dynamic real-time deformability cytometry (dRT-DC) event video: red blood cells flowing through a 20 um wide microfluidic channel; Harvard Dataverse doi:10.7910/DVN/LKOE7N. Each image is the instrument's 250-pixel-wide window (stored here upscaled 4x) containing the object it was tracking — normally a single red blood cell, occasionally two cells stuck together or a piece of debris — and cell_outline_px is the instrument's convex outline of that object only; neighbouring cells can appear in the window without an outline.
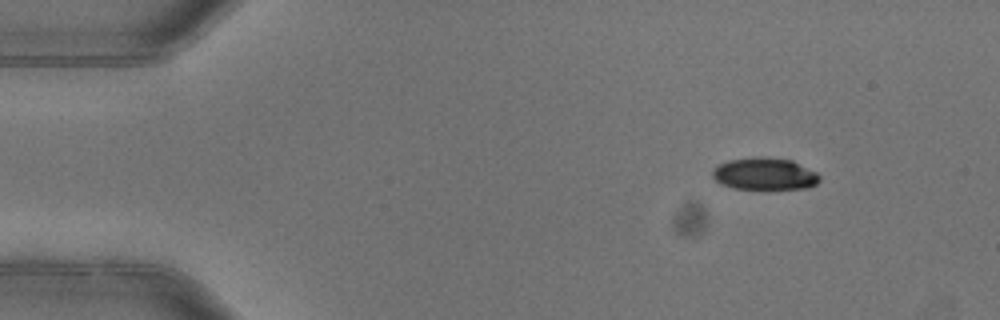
{"species": "common noctule bat (a hibernating species)", "species_latin": "Nyctalus noctula", "temperature_condition": "warm", "stored_images_in_passage": 5, "camera_frame_rate_fps": 3000, "um_per_image_px": 0.085, "animal": {"sex": "female"}, "frame": {"image": 1, "passage_image": 1, "time_ms": 0.0, "image_size_px": [1000, 320], "cell_outline_px": [[820, 180], [816, 184], [808, 188], [768, 192], [760, 192], [732, 188], [720, 184], [712, 176], [712, 172], [720, 164], [728, 160], [756, 156], [764, 156], [792, 160], [816, 172], [820, 176]], "centroid_in_image_um": [65.01, 14.84], "position_along_channel_um": 20.0, "area_um2": 21.15}}
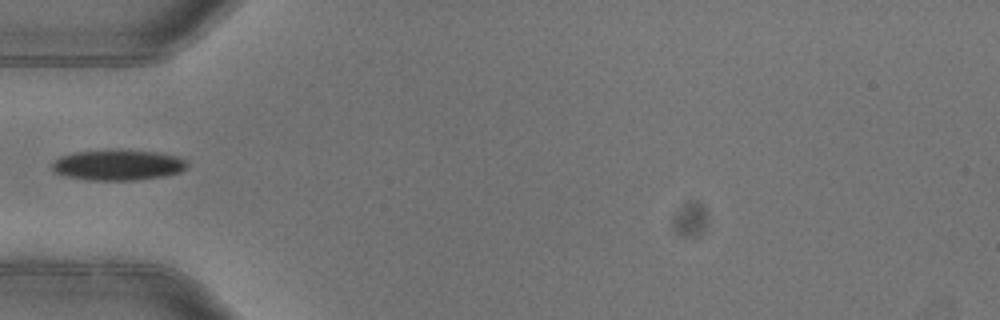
{"frame": {"image": 2, "passage_image": 4, "time_ms": 1.0, "image_size_px": [1000, 320], "cell_outline_px": [[188, 164], [180, 172], [164, 176], [136, 180], [88, 180], [64, 176], [56, 172], [52, 168], [52, 164], [60, 156], [72, 152], [104, 148], [120, 148], [156, 152], [176, 156], [184, 160]], "centroid_in_image_um": [9.98, 13.99], "position_along_channel_um": 75.0, "area_um2": 24.62}}